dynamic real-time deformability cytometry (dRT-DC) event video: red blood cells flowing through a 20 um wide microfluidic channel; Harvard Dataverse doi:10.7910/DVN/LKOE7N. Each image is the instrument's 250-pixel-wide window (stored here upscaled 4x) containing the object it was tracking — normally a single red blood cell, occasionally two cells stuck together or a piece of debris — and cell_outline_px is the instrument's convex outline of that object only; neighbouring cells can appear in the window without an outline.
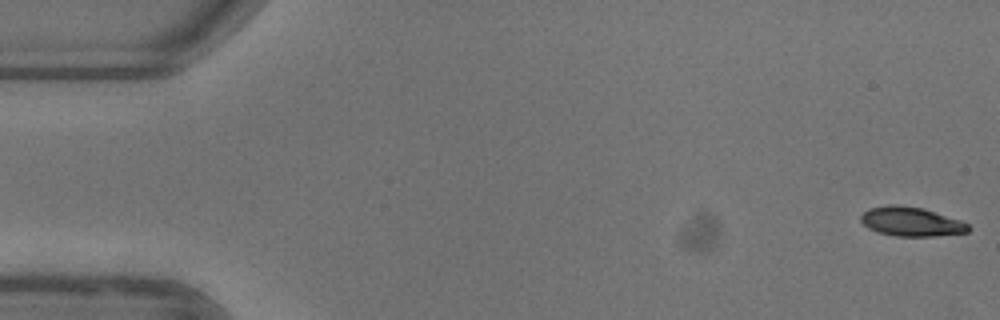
{"species": "common noctule bat (a hibernating species)", "species_latin": "Nyctalus noctula", "temperature_condition": "warm", "stored_images_in_passage": 53, "camera_frame_rate_fps": 3000, "um_per_image_px": 0.085, "animal": {"sex": "female"}, "frame": {"image": 1, "passage_image": 1, "time_ms": 0.0, "image_size_px": [1000, 320], "cell_outline_px": [[972, 228], [968, 232], [936, 236], [896, 236], [880, 232], [868, 228], [860, 220], [860, 216], [868, 208], [888, 204], [896, 204], [924, 208], [960, 220], [968, 224]], "centroid_in_image_um": [77.46, 18.83], "position_along_channel_um": 7.5, "area_um2": 18.38}}
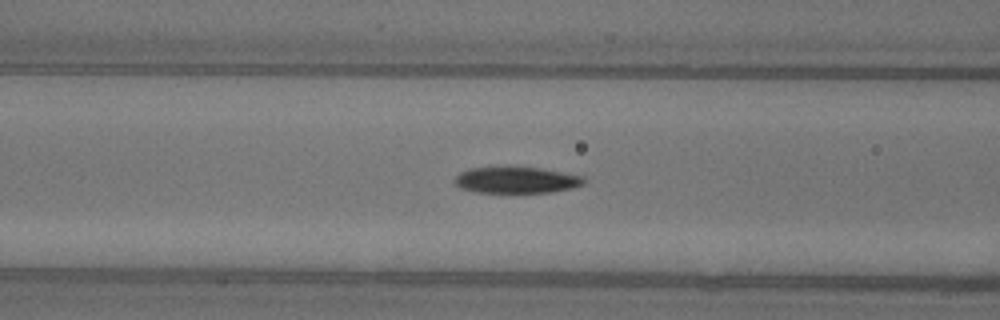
{"frame": {"image": 2, "passage_image": 21, "time_ms": 6.667, "image_size_px": [1000, 320], "cell_outline_px": [[584, 184], [572, 188], [552, 192], [476, 192], [460, 188], [456, 184], [456, 176], [460, 172], [468, 168], [508, 164], [540, 168], [584, 176]], "centroid_in_image_um": [43.86, 15.25], "position_along_channel_um": 122.7, "area_um2": 20.46}}
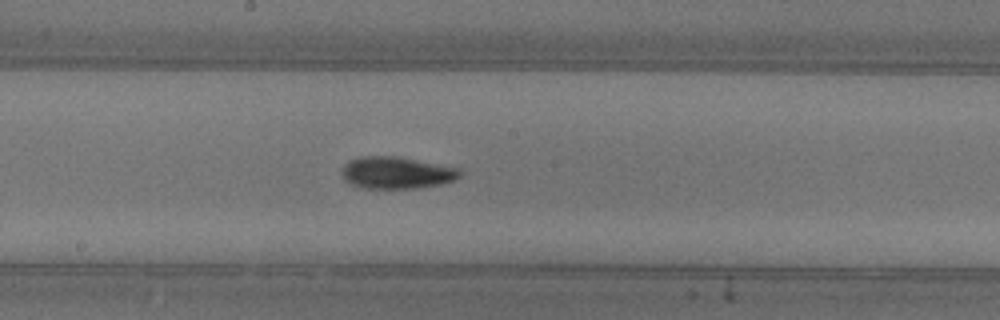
{"frame": {"image": 3, "passage_image": 28, "time_ms": 9.0, "image_size_px": [1000, 320], "cell_outline_px": [[460, 176], [456, 180], [440, 184], [416, 188], [360, 188], [348, 184], [344, 180], [340, 172], [344, 164], [348, 160], [360, 156], [396, 156], [460, 168]], "centroid_in_image_um": [33.64, 14.68], "position_along_channel_um": 214.6, "area_um2": 22.25}, "authors_computed_cell_mechanics": {"area_um2": 20.2878, "velocity_mm_per_s": 3.9314, "shape_relaxation_time_tau1_ms": 3.8329, "shape_relaxation_time_tau2_ms": 5.7051, "deformation_change_tau1": 0.1707, "deformation_change_tau2": 0.1172}}